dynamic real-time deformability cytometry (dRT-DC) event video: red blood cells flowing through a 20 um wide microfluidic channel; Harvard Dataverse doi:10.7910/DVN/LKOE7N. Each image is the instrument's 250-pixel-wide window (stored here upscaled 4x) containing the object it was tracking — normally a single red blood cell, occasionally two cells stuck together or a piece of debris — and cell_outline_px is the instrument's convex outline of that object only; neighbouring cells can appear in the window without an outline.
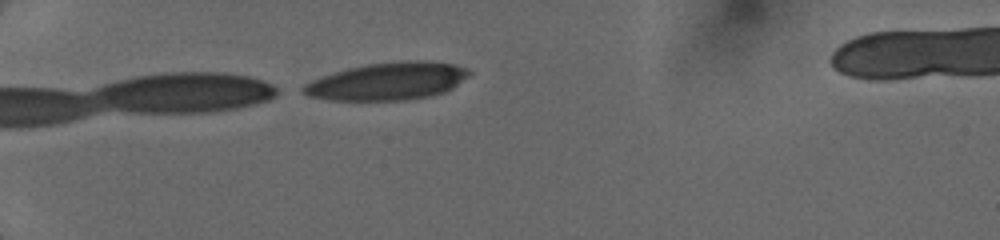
{"species": "human", "species_latin": "Homo sapiens", "temperature_condition": "cold", "stored_images_in_passage": 3, "camera_frame_rate_fps": 3000, "um_per_image_px": 0.085, "donor": {"sex": "female"}, "frame": {"image": 1, "passage_image": 3, "time_ms": 1.333, "image_size_px": [1000, 240], "cell_outline_px": [[472, 72], [468, 76], [452, 88], [444, 92], [428, 96], [408, 100], [328, 100], [308, 96], [300, 88], [304, 84], [312, 80], [348, 68], [368, 64], [416, 60], [456, 64], [468, 68]], "centroid_in_image_um": [32.96, 6.91], "position_along_channel_um": 52.0, "area_um2": 35.95}}